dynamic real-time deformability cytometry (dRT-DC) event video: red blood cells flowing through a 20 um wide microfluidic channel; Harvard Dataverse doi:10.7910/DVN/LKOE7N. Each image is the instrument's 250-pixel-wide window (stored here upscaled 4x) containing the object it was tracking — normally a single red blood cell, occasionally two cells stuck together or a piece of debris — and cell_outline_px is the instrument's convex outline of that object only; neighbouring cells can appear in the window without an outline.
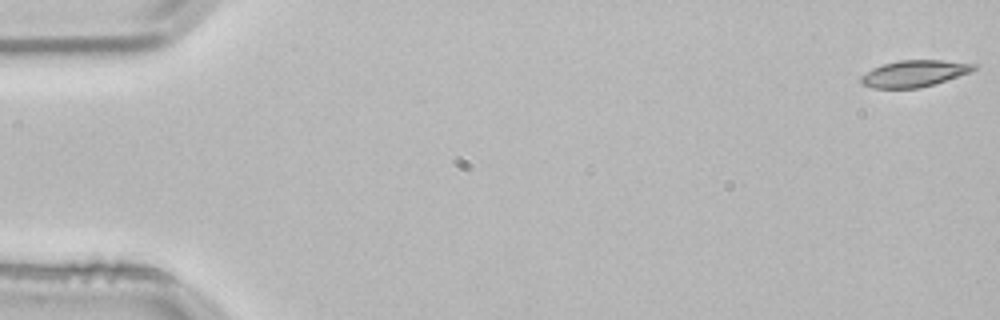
{"species": "common noctule bat (a hibernating species)", "species_latin": "Nyctalus noctula", "temperature_condition": "room temperature", "stored_images_in_passage": 53, "camera_frame_rate_fps": 3000, "um_per_image_px": 0.085, "animal": {"sex": "male", "body_mass_g": 21.5, "forearm_length_mm": 52.0}, "frame": {"image": 1, "passage_image": 1, "time_ms": 0.0, "image_size_px": [1000, 320], "cell_outline_px": [[976, 68], [972, 72], [920, 88], [872, 88], [860, 84], [860, 76], [872, 68], [884, 64], [900, 60], [940, 60], [976, 64]], "centroid_in_image_um": [77.68, 6.25], "position_along_channel_um": 7.3, "area_um2": 17.46}}
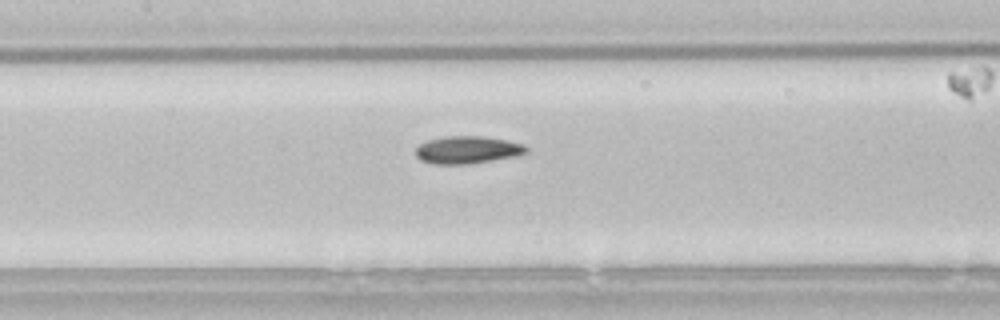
{"frame": {"image": 2, "passage_image": 25, "time_ms": 8.0, "image_size_px": [1000, 320], "cell_outline_px": [[528, 152], [516, 156], [468, 164], [436, 164], [420, 160], [416, 156], [416, 148], [420, 144], [428, 140], [444, 136], [484, 136], [508, 140], [524, 144], [528, 148]], "centroid_in_image_um": [39.75, 12.73], "position_along_channel_um": 167.6, "area_um2": 17.8}}
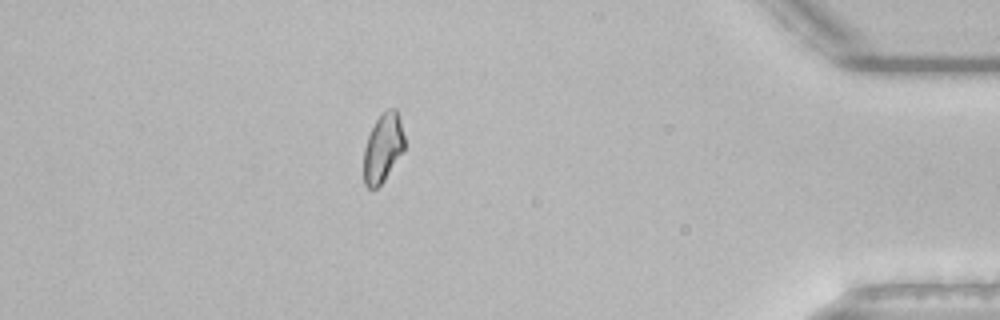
{"frame": {"image": 3, "passage_image": 47, "time_ms": 15.333, "image_size_px": [1000, 320], "cell_outline_px": [[404, 152], [384, 180], [376, 188], [368, 188], [364, 184], [364, 148], [368, 136], [376, 120], [388, 108], [396, 108], [400, 120], [404, 136]], "centroid_in_image_um": [32.56, 12.58], "position_along_channel_um": 402.6, "area_um2": 16.24}, "authors_computed_cell_mechanics": {"area_um2": 17.1666, "velocity_mm_per_s": 3.8263, "shape_relaxation_time_tau1_ms": 6.623, "shape_relaxation_time_tau2_ms": 3.423, "deformation_change_tau1": 0.1439, "deformation_change_tau2": 0.0873}}